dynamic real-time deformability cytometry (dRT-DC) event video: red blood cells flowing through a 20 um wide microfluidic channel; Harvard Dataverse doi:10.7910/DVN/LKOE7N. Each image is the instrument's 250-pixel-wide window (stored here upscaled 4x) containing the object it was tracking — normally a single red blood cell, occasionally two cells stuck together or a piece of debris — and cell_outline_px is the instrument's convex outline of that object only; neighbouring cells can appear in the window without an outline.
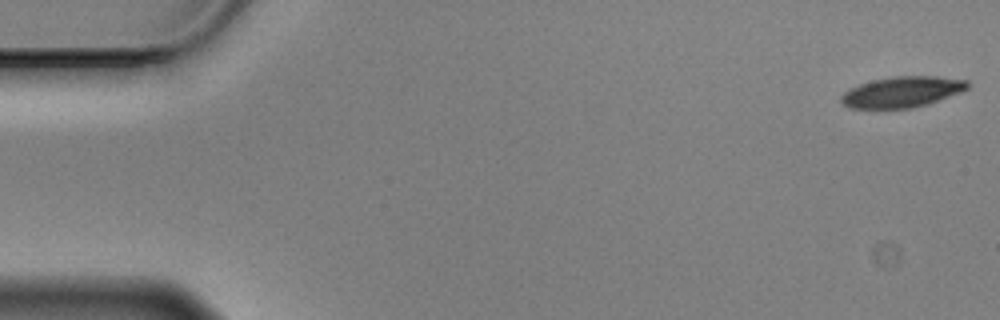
{"species": "Egyptian fruit bat (a non-hibernating species)", "species_latin": "Rousettus aegyptiacus", "temperature_condition": "cold", "stored_images_in_passage": 57, "camera_frame_rate_fps": 3000, "um_per_image_px": 0.085, "animal": {"sex": "male"}, "frame": {"image": 1, "passage_image": 1, "time_ms": 0.0, "image_size_px": [1000, 320], "cell_outline_px": [[968, 88], [960, 92], [928, 104], [912, 108], [848, 108], [840, 100], [840, 96], [848, 88], [872, 80], [892, 76], [936, 76], [968, 80]], "centroid_in_image_um": [76.65, 7.81], "position_along_channel_um": 8.3, "area_um2": 22.72}}
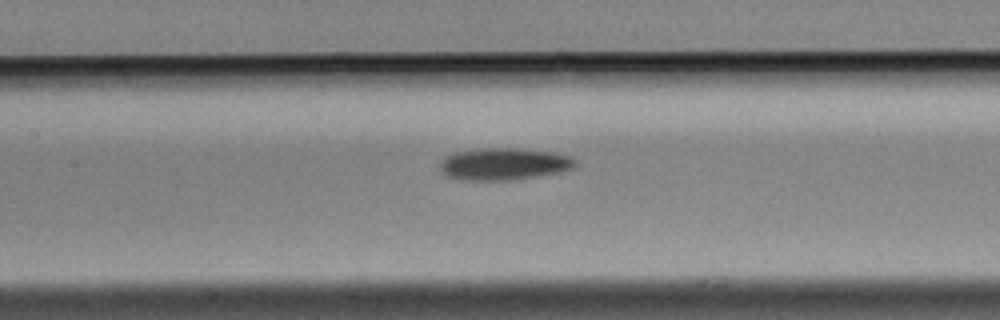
{"frame": {"image": 2, "passage_image": 26, "time_ms": 8.333, "image_size_px": [1000, 320], "cell_outline_px": [[576, 168], [560, 172], [540, 176], [512, 180], [460, 180], [448, 176], [440, 172], [440, 164], [448, 156], [456, 152], [488, 148], [516, 148], [552, 152], [572, 156], [576, 160]], "centroid_in_image_um": [42.9, 13.95], "position_along_channel_um": 164.5, "area_um2": 25.32}}
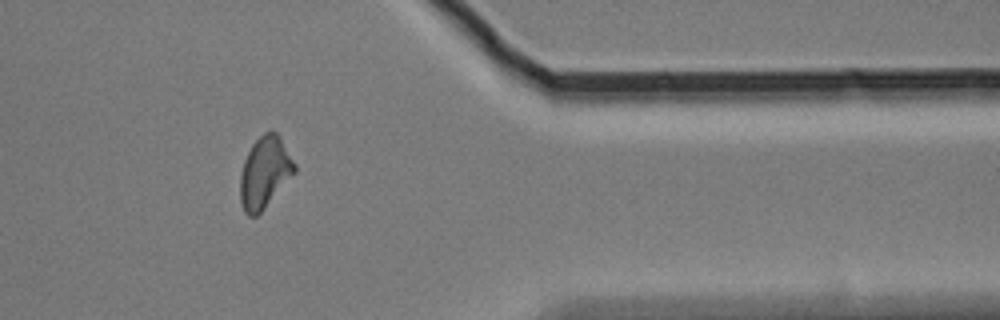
{"frame": {"image": 3, "passage_image": 47, "time_ms": 15.333, "image_size_px": [1000, 320], "cell_outline_px": [[296, 172], [264, 208], [256, 216], [248, 216], [244, 212], [240, 200], [240, 176], [244, 160], [252, 144], [264, 132], [276, 132], [280, 136], [296, 164]], "centroid_in_image_um": [22.5, 14.66], "position_along_channel_um": 388.9, "area_um2": 22.54}, "authors_computed_cell_mechanics": {"area_um2": 23.12, "velocity_mm_per_s": 3.4763, "shape_relaxation_time_tau1_ms": 5.117, "shape_relaxation_time_tau2_ms": null, "deformation_change_tau1": 0.1344, "deformation_change_tau2": null}}